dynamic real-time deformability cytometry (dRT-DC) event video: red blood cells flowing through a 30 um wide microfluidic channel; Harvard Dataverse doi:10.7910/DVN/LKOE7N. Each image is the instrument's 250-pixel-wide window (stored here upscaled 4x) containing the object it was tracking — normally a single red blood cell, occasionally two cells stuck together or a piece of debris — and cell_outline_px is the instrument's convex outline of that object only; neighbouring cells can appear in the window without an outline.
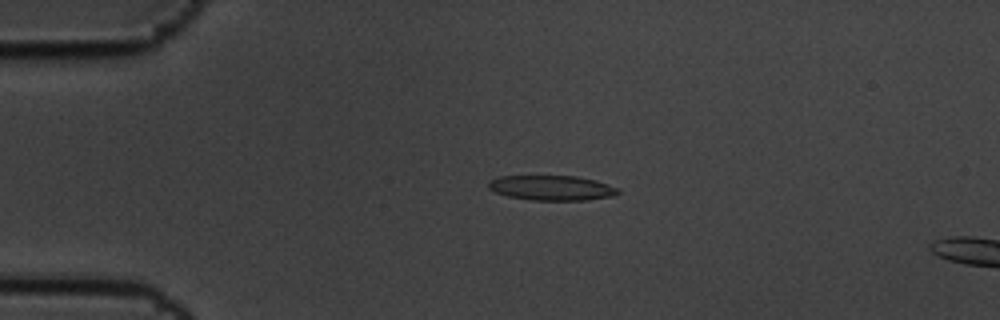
{"species": "common noctule bat (a hibernating species)", "species_latin": "Nyctalus noctula", "temperature_condition": "cold", "stored_images_in_passage": 5, "camera_frame_rate_fps": 3000, "um_per_image_px": 0.085, "animal": {"sex": "male", "body_mass_g": 19.5, "forearm_length_mm": 54.6}, "frame": {"image": 1, "passage_image": 4, "time_ms": 1.0, "image_size_px": [1000, 320], "cell_outline_px": [[620, 192], [616, 196], [588, 200], [532, 200], [508, 196], [496, 192], [488, 188], [488, 180], [500, 176], [576, 176], [596, 180], [620, 188]], "centroid_in_image_um": [46.94, 15.97], "position_along_channel_um": 38.1, "area_um2": 19.02}}